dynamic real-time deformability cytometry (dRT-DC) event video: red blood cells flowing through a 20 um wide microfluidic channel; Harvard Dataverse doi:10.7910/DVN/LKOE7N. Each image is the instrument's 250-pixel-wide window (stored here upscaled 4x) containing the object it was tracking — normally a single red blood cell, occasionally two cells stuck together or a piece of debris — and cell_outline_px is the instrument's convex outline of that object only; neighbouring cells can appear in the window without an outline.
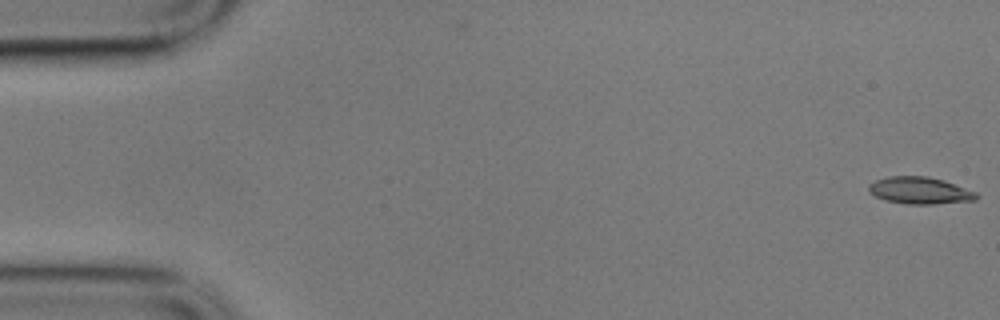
{"species": "common noctule bat (a hibernating species)", "species_latin": "Nyctalus noctula", "temperature_condition": "cold", "stored_images_in_passage": 5, "camera_frame_rate_fps": 3000, "um_per_image_px": 0.085, "animal": {"sex": "male", "body_mass_g": 17.9}, "frame": {"image": 1, "passage_image": 1, "time_ms": 0.0, "image_size_px": [1000, 320], "cell_outline_px": [[980, 196], [976, 200], [932, 204], [908, 204], [884, 200], [868, 192], [868, 184], [876, 180], [888, 176], [928, 176], [944, 180], [976, 192]], "centroid_in_image_um": [78.18, 16.19], "position_along_channel_um": 6.8, "area_um2": 16.99}}
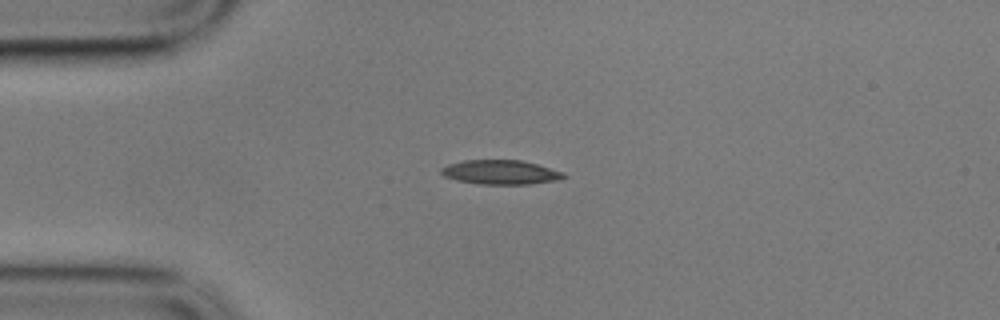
{"frame": {"image": 2, "passage_image": 4, "time_ms": 1.0, "image_size_px": [1000, 320], "cell_outline_px": [[568, 176], [556, 180], [528, 184], [476, 184], [456, 180], [444, 176], [440, 172], [440, 168], [448, 164], [464, 160], [520, 160], [536, 164], [564, 172]], "centroid_in_image_um": [42.52, 14.64], "position_along_channel_um": 42.5, "area_um2": 17.34}}